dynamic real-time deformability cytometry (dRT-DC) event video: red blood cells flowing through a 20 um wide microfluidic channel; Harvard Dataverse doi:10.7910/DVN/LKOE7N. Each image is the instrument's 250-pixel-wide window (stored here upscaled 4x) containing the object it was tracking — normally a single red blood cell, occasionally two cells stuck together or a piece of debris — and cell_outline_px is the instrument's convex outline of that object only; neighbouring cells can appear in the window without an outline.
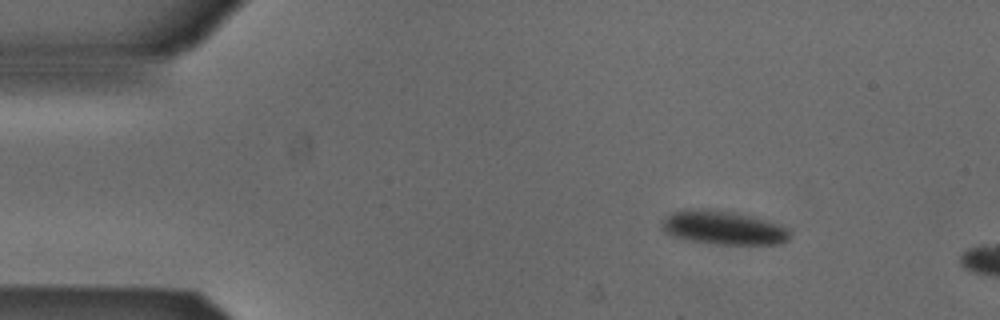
{"species": "Egyptian fruit bat (a non-hibernating species)", "species_latin": "Rousettus aegyptiacus", "temperature_condition": "cold", "stored_images_in_passage": 3, "camera_frame_rate_fps": 3000, "um_per_image_px": 0.085, "animal": {"sex": "male"}, "frame": {"image": 1, "passage_image": 1, "time_ms": 0.0, "image_size_px": [1000, 320], "cell_outline_px": [[792, 236], [788, 240], [780, 244], [716, 244], [680, 240], [664, 232], [660, 228], [664, 220], [672, 212], [732, 212], [748, 216], [788, 228]], "centroid_in_image_um": [61.49, 19.44], "position_along_channel_um": 23.5, "area_um2": 24.1}}